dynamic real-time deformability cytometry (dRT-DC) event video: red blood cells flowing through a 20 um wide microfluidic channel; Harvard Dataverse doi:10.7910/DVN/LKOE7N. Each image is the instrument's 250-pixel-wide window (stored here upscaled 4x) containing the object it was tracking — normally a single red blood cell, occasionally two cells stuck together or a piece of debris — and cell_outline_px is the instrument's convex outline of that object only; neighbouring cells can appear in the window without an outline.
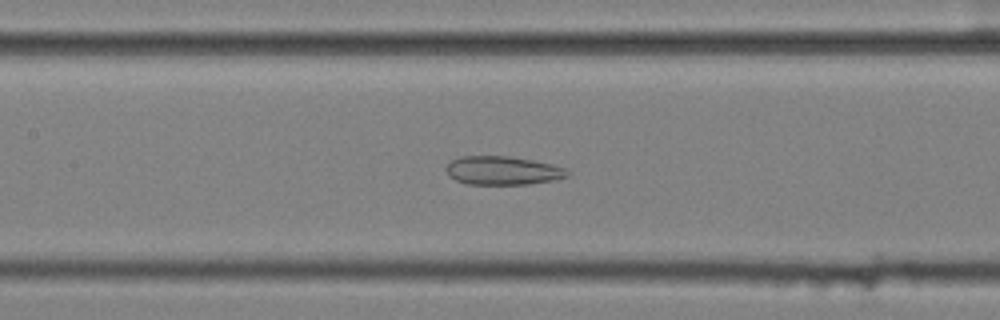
{"species": "common noctule bat (a hibernating species)", "species_latin": "Nyctalus noctula", "temperature_condition": "cold", "stored_images_in_passage": 57, "camera_frame_rate_fps": 3000, "um_per_image_px": 0.085, "animal": {"sex": "female", "body_mass_g": 25.1}, "frame": {"image": 1, "passage_image": 26, "time_ms": 8.333, "image_size_px": [1000, 320], "cell_outline_px": [[568, 176], [552, 180], [528, 184], [468, 184], [456, 180], [448, 176], [444, 168], [452, 160], [460, 156], [508, 156], [532, 160], [564, 168], [568, 172]], "centroid_in_image_um": [42.65, 14.49], "position_along_channel_um": 164.7, "area_um2": 20.0}}
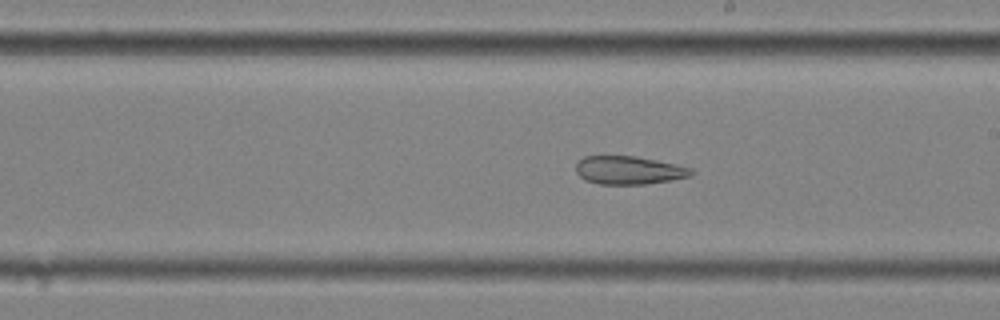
{"frame": {"image": 2, "passage_image": 32, "time_ms": 10.333, "image_size_px": [1000, 320], "cell_outline_px": [[696, 172], [692, 176], [672, 180], [644, 184], [600, 184], [584, 180], [576, 172], [576, 164], [584, 156], [636, 156], [676, 164], [692, 168]], "centroid_in_image_um": [53.49, 14.47], "position_along_channel_um": 235.5, "area_um2": 19.07}}
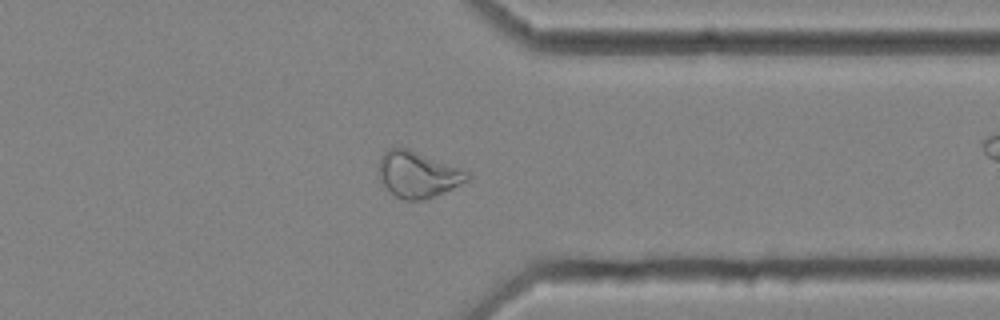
{"frame": {"image": 3, "passage_image": 44, "time_ms": 14.333, "image_size_px": [1000, 320], "cell_outline_px": [[472, 176], [468, 180], [452, 188], [424, 200], [404, 200], [396, 196], [380, 180], [376, 168], [380, 156], [388, 148], [408, 148], [468, 172]], "centroid_in_image_um": [35.46, 14.82], "position_along_channel_um": 375.9, "area_um2": 23.52}, "authors_computed_cell_mechanics": {"area_um2": 26.8192, "velocity_mm_per_s": 3.5592, "shape_relaxation_time_tau1_ms": null, "shape_relaxation_time_tau2_ms": 2.985, "deformation_change_tau1": null, "deformation_change_tau2": 0.1058}}